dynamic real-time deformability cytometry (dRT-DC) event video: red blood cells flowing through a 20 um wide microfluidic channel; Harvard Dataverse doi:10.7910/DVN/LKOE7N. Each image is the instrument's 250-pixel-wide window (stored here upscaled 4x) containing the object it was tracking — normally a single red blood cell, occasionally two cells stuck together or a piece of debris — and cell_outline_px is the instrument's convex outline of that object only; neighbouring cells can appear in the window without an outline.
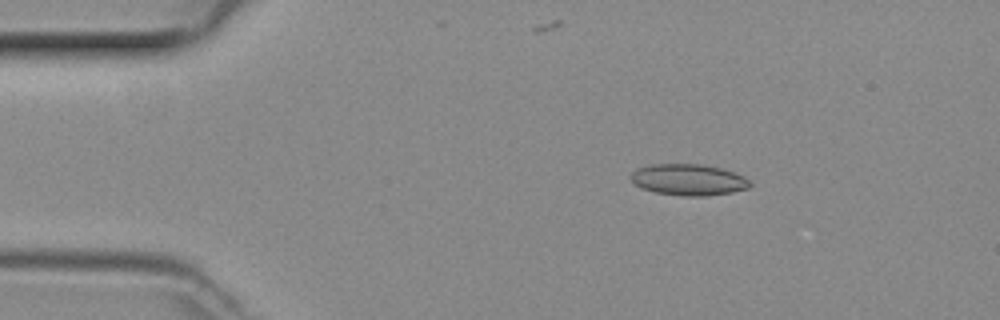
{"species": "common noctule bat (a hibernating species)", "species_latin": "Nyctalus noctula", "temperature_condition": "room temperature", "stored_images_in_passage": 48, "camera_frame_rate_fps": 3000, "um_per_image_px": 0.085, "animal": {"sex": "female", "body_mass_g": 29.2, "forearm_length_mm": 56.3}, "frame": {"image": 1, "passage_image": 7, "time_ms": 2.0, "image_size_px": [1000, 320], "cell_outline_px": [[752, 184], [748, 188], [732, 192], [708, 196], [684, 196], [656, 192], [640, 188], [628, 176], [636, 168], [648, 164], [704, 164], [736, 172], [744, 176]], "centroid_in_image_um": [58.51, 15.27], "position_along_channel_um": 26.5, "area_um2": 21.96}}
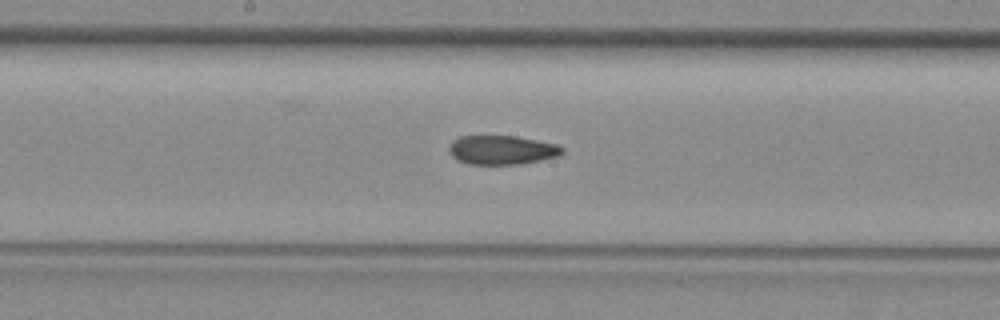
{"frame": {"image": 2, "passage_image": 24, "time_ms": 7.667, "image_size_px": [1000, 320], "cell_outline_px": [[564, 152], [560, 156], [520, 164], [468, 164], [456, 160], [448, 152], [448, 148], [452, 140], [460, 136], [516, 136], [556, 144], [564, 148]], "centroid_in_image_um": [42.64, 12.75], "position_along_channel_um": 205.6, "area_um2": 19.31}}
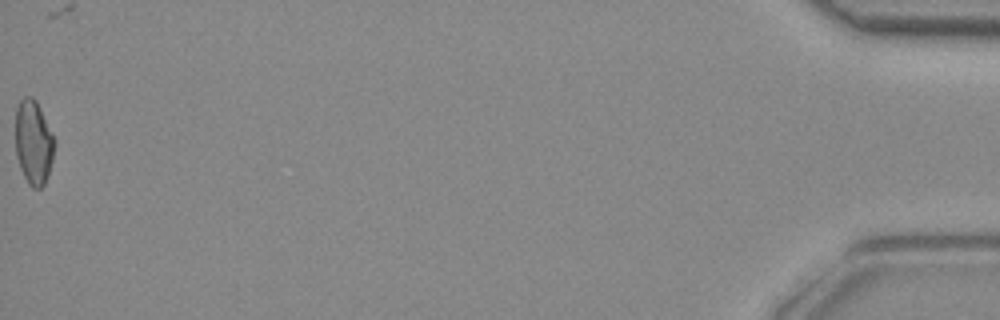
{"frame": {"image": 3, "passage_image": 48, "time_ms": 15.667, "image_size_px": [1000, 320], "cell_outline_px": [[56, 144], [52, 160], [44, 184], [40, 188], [32, 188], [28, 184], [20, 168], [16, 156], [16, 108], [20, 100], [24, 96], [32, 96], [36, 100], [56, 140]], "centroid_in_image_um": [2.85, 12.09], "position_along_channel_um": 432.3, "area_um2": 19.25}}